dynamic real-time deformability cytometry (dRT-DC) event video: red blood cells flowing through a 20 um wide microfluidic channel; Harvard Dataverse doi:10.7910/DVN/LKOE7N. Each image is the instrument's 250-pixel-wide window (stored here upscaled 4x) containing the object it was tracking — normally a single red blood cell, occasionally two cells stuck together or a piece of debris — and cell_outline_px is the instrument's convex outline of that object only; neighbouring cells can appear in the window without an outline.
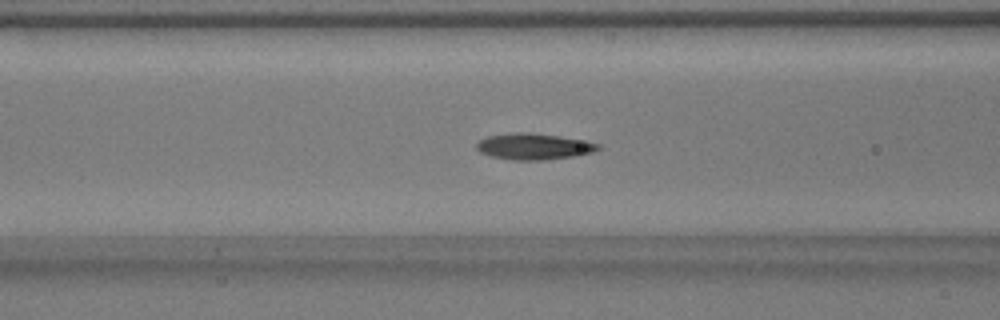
{"species": "common noctule bat (a hibernating species)", "species_latin": "Nyctalus noctula", "temperature_condition": "warm", "stored_images_in_passage": 53, "camera_frame_rate_fps": 3000, "um_per_image_px": 0.085, "animal": {"sex": "male", "body_mass_g": 17.9}, "frame": {"image": 1, "passage_image": 21, "time_ms": 6.667, "image_size_px": [1000, 320], "cell_outline_px": [[600, 148], [592, 152], [572, 156], [544, 160], [512, 160], [492, 156], [480, 152], [476, 148], [476, 144], [480, 140], [488, 136], [508, 132], [528, 132], [560, 136], [600, 144]], "centroid_in_image_um": [45.32, 12.44], "position_along_channel_um": 121.3, "area_um2": 18.44}}
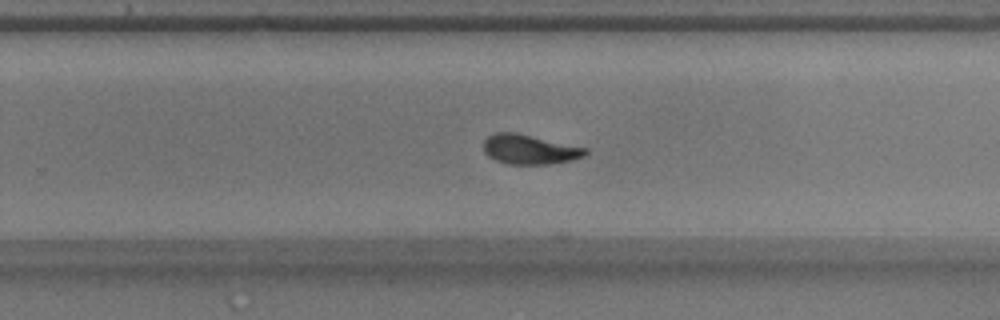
{"frame": {"image": 2, "passage_image": 34, "time_ms": 11.0, "image_size_px": [1000, 320], "cell_outline_px": [[588, 152], [584, 156], [572, 160], [548, 164], [508, 164], [496, 160], [488, 156], [484, 152], [484, 140], [488, 136], [496, 132], [516, 132], [588, 148]], "centroid_in_image_um": [45.02, 12.69], "position_along_channel_um": 284.8, "area_um2": 17.63}}
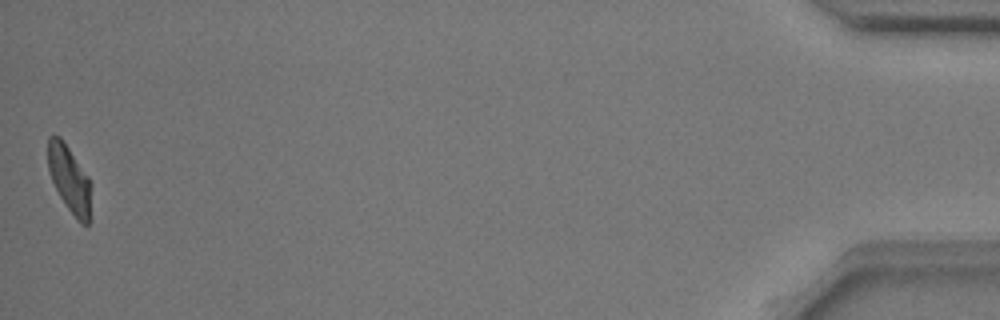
{"frame": {"image": 3, "passage_image": 53, "time_ms": 17.333, "image_size_px": [1000, 320], "cell_outline_px": [[92, 184], [88, 224], [80, 224], [76, 220], [60, 196], [52, 180], [48, 168], [48, 136], [60, 136], [88, 176]], "centroid_in_image_um": [5.92, 15.23], "position_along_channel_um": 429.3, "area_um2": 16.65}, "authors_computed_cell_mechanics": {"area_um2": 17.6868, "velocity_mm_per_s": 3.7808, "shape_relaxation_time_tau1_ms": 2.9002, "shape_relaxation_time_tau2_ms": 0.7006, "deformation_change_tau1": 0.1711, "deformation_change_tau2": 0.0579}}